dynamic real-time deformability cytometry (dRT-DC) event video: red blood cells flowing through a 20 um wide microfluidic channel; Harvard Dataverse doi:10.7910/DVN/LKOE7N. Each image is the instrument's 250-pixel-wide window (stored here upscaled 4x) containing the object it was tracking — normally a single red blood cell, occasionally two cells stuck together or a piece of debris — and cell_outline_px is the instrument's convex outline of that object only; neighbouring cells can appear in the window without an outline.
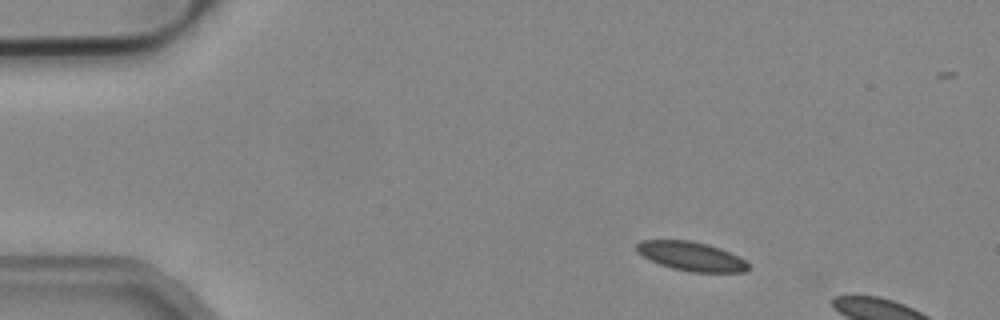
{"species": "common noctule bat (a hibernating species)", "species_latin": "Nyctalus noctula", "temperature_condition": "cold", "stored_images_in_passage": 5, "camera_frame_rate_fps": 3000, "um_per_image_px": 0.085, "animal": {"sex": "male", "body_mass_g": 19.2, "forearm_length_mm": 51.8}, "frame": {"image": 1, "passage_image": 1, "time_ms": 0.0, "image_size_px": [1000, 320], "cell_outline_px": [[748, 268], [744, 272], [692, 272], [672, 268], [660, 264], [636, 252], [636, 244], [640, 240], [692, 240], [708, 244], [720, 248], [744, 260], [748, 264]], "centroid_in_image_um": [58.72, 21.77], "position_along_channel_um": 26.3, "area_um2": 18.73}}